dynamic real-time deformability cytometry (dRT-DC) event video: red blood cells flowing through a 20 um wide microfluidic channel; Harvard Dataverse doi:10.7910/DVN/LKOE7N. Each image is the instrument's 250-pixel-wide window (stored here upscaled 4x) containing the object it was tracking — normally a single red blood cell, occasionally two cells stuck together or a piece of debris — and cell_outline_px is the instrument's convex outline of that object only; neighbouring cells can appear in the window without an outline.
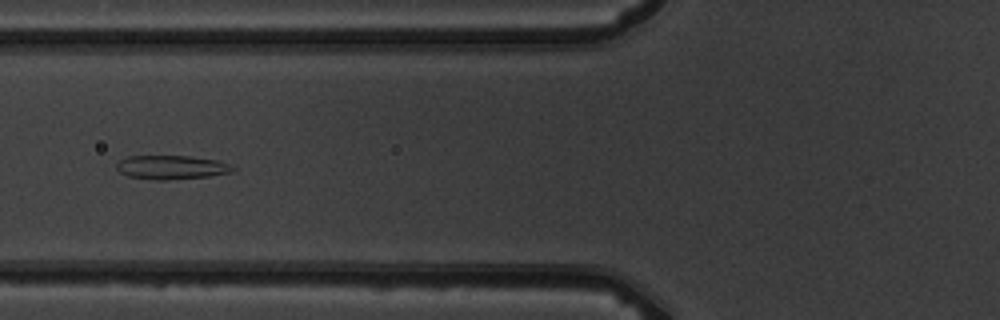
{"species": "common noctule bat (a hibernating species)", "species_latin": "Nyctalus noctula", "temperature_condition": "warm", "stored_images_in_passage": 7, "camera_frame_rate_fps": 3000, "um_per_image_px": 0.085, "animal": {"sex": "male", "body_mass_g": 19.5, "forearm_length_mm": 54.6}, "frame": {"image": 1, "passage_image": 5, "time_ms": 4.667, "image_size_px": [1000, 320], "cell_outline_px": [[236, 168], [232, 172], [208, 176], [164, 180], [152, 180], [128, 176], [120, 172], [116, 168], [116, 164], [120, 160], [128, 156], [188, 156], [216, 160], [232, 164]], "centroid_in_image_um": [14.58, 14.22], "position_along_channel_um": 111.2, "area_um2": 16.18}}
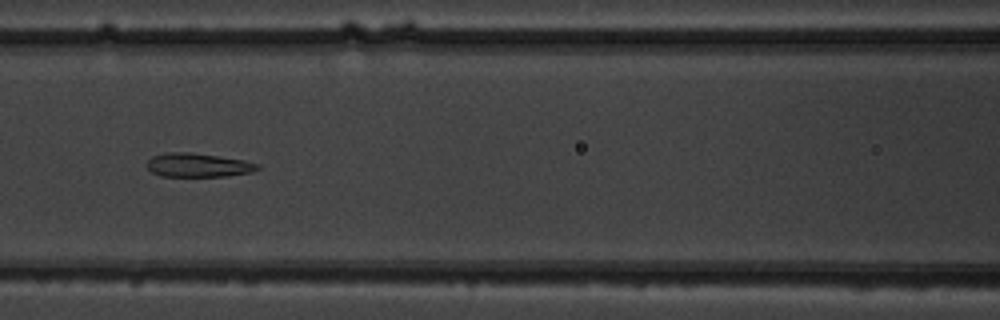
{"frame": {"image": 2, "passage_image": 6, "time_ms": 5.667, "image_size_px": [1000, 320], "cell_outline_px": [[260, 168], [252, 172], [228, 176], [160, 176], [152, 172], [148, 168], [148, 160], [152, 156], [164, 152], [192, 152], [244, 160], [260, 164]], "centroid_in_image_um": [16.85, 14.03], "position_along_channel_um": 149.8, "area_um2": 15.43}}
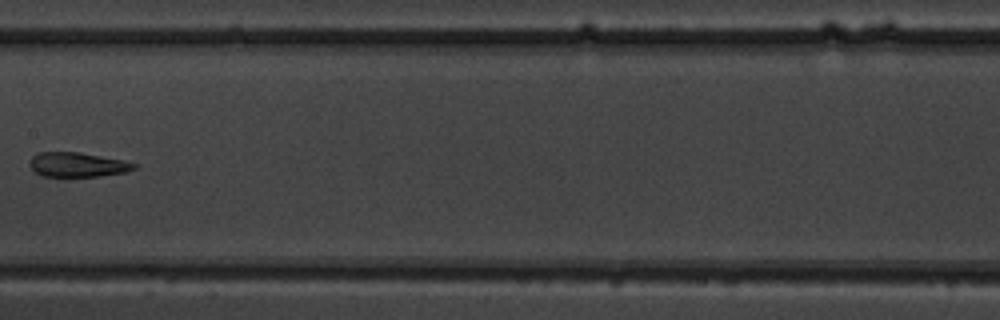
{"frame": {"image": 3, "passage_image": 7, "time_ms": 7.0, "image_size_px": [1000, 320], "cell_outline_px": [[136, 168], [124, 172], [100, 176], [40, 176], [28, 164], [32, 156], [36, 152], [80, 152], [124, 160], [136, 164]], "centroid_in_image_um": [6.55, 13.98], "position_along_channel_um": 200.8, "area_um2": 14.91}}